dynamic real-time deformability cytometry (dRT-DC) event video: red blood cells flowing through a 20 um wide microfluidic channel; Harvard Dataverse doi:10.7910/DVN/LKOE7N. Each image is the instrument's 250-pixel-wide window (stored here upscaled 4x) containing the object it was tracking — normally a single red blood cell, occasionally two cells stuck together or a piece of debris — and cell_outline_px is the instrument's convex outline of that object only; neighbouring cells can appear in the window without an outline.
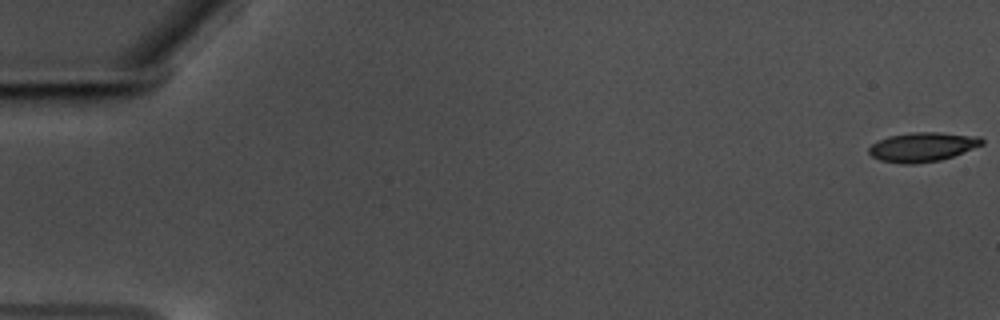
{"species": "common noctule bat (a hibernating species)", "species_latin": "Nyctalus noctula", "temperature_condition": "warm", "stored_images_in_passage": 14, "camera_frame_rate_fps": 3000, "um_per_image_px": 0.085, "animal": {"sex": "male", "body_mass_g": 17.5, "forearm_length_mm": 52.3}, "frame": {"image": 1, "passage_image": 1, "time_ms": 0.0, "image_size_px": [1000, 320], "cell_outline_px": [[984, 144], [952, 156], [940, 160], [916, 164], [904, 164], [880, 160], [872, 156], [868, 152], [868, 148], [872, 144], [888, 136], [912, 132], [940, 132], [980, 136], [984, 140]], "centroid_in_image_um": [78.42, 12.48], "position_along_channel_um": 6.6, "area_um2": 19.31}}